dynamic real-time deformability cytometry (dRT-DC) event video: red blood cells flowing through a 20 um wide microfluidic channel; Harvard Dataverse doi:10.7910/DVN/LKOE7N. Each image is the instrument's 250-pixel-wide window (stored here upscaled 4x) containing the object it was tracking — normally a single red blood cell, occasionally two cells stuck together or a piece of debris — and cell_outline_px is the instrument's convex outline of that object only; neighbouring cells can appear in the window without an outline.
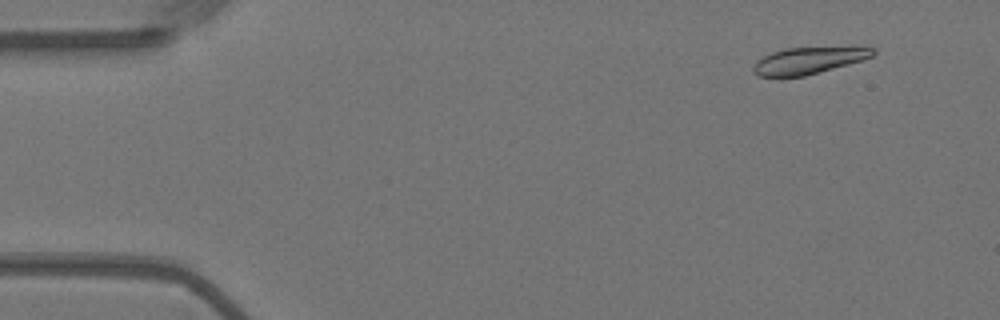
{"species": "Egyptian fruit bat (a non-hibernating species)", "species_latin": "Rousettus aegyptiacus", "temperature_condition": "warm", "stored_images_in_passage": 56, "camera_frame_rate_fps": 3000, "um_per_image_px": 0.085, "animal": {"sex": "female"}, "frame": {"image": 1, "passage_image": 5, "time_ms": 1.333, "image_size_px": [1000, 320], "cell_outline_px": [[876, 52], [872, 56], [864, 60], [804, 76], [760, 76], [752, 72], [752, 68], [756, 60], [772, 52], [784, 48], [872, 48]], "centroid_in_image_um": [68.66, 5.16], "position_along_channel_um": 16.3, "area_um2": 18.21}}
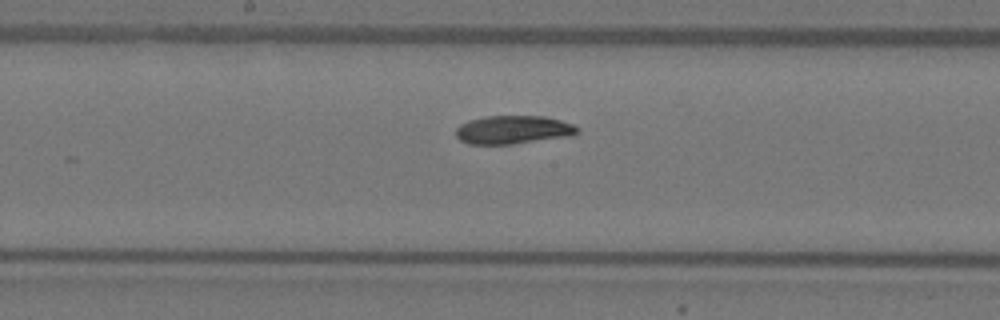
{"frame": {"image": 2, "passage_image": 29, "time_ms": 9.333, "image_size_px": [1000, 320], "cell_outline_px": [[580, 132], [576, 136], [512, 144], [468, 144], [460, 140], [456, 136], [456, 128], [460, 124], [468, 120], [484, 116], [544, 116], [560, 120], [572, 124], [580, 128]], "centroid_in_image_um": [43.66, 11.03], "position_along_channel_um": 204.5, "area_um2": 20.46}}
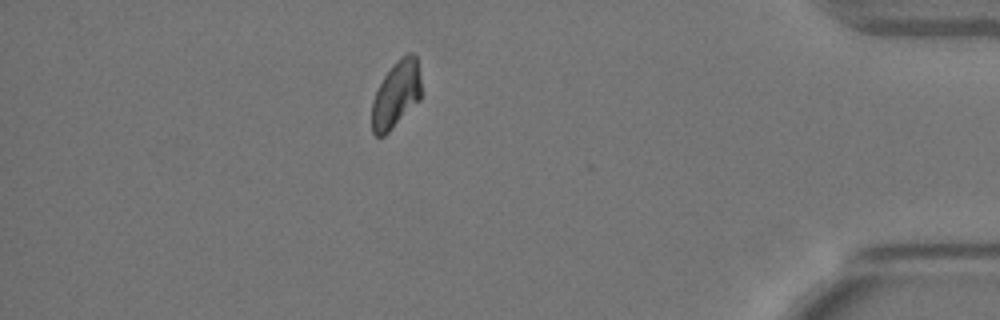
{"frame": {"image": 3, "passage_image": 49, "time_ms": 16.0, "image_size_px": [1000, 320], "cell_outline_px": [[420, 100], [384, 136], [376, 136], [372, 132], [372, 100], [384, 76], [392, 64], [400, 56], [408, 52], [412, 52], [416, 56], [420, 76]], "centroid_in_image_um": [33.67, 8.0], "position_along_channel_um": 401.5, "area_um2": 19.19}, "authors_computed_cell_mechanics": {"area_um2": 20.0855, "velocity_mm_per_s": 3.6044, "shape_relaxation_time_tau1_ms": 3.066, "shape_relaxation_time_tau2_ms": null, "deformation_change_tau1": 0.1416, "deformation_change_tau2": null}}